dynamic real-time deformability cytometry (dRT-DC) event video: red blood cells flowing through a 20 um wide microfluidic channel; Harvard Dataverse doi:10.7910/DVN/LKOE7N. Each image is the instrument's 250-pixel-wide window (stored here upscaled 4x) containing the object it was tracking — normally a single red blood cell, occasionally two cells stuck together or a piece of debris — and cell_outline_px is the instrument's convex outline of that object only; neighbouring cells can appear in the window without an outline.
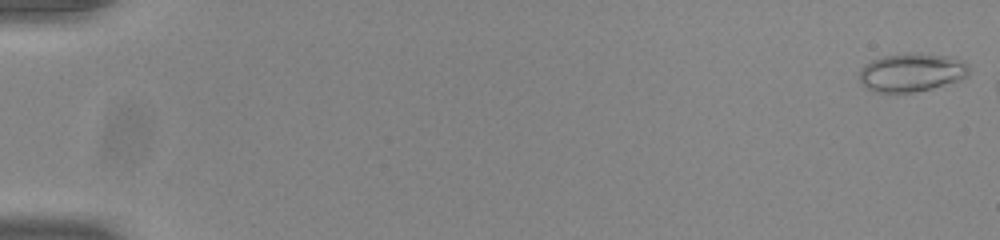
{"species": "common noctule bat (a hibernating species)", "species_latin": "Nyctalus noctula", "temperature_condition": "room temperature", "stored_images_in_passage": 7, "camera_frame_rate_fps": 3000, "um_per_image_px": 0.085, "animal": {"sex": "male", "body_mass_g": 20.0, "forearm_length_mm": 53.3}, "frame": {"image": 1, "passage_image": 1, "time_ms": 0.0, "image_size_px": [1000, 240], "cell_outline_px": [[968, 76], [960, 80], [932, 88], [916, 92], [876, 92], [868, 88], [860, 80], [860, 68], [864, 64], [872, 60], [884, 56], [904, 52], [908, 52], [948, 56], [960, 60], [968, 64]], "centroid_in_image_um": [77.48, 6.14], "position_along_channel_um": 7.5, "area_um2": 24.51}}